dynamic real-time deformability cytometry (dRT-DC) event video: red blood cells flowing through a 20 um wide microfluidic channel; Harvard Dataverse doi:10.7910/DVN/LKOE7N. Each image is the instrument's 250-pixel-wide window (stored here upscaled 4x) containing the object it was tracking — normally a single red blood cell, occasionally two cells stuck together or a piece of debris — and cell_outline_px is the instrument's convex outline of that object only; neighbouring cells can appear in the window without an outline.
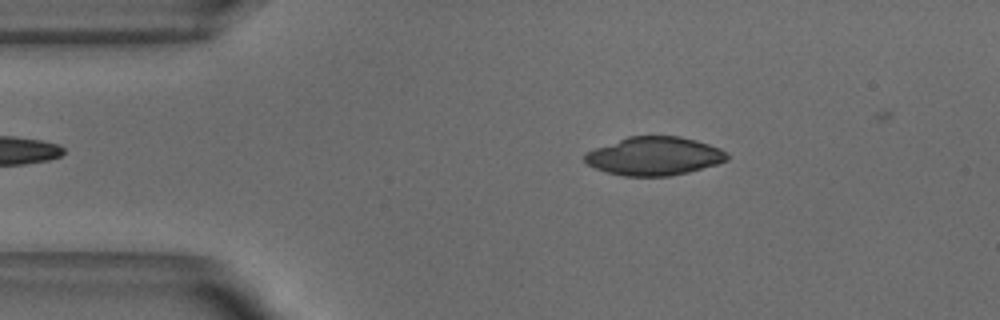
{"species": "common noctule bat (a hibernating species)", "species_latin": "Nyctalus noctula", "temperature_condition": "warm", "stored_images_in_passage": 37, "camera_frame_rate_fps": 3000, "um_per_image_px": 0.085, "animal": {"sex": "male", "body_mass_g": 18.8}, "frame": {"image": 1, "passage_image": 1, "time_ms": 0.0, "image_size_px": [1000, 320], "cell_outline_px": [[728, 160], [716, 164], [688, 172], [668, 176], [624, 176], [608, 172], [596, 168], [588, 164], [584, 160], [584, 152], [628, 136], [680, 136], [696, 140], [720, 148], [728, 152]], "centroid_in_image_um": [55.61, 13.26], "position_along_channel_um": 29.4, "area_um2": 31.79}}
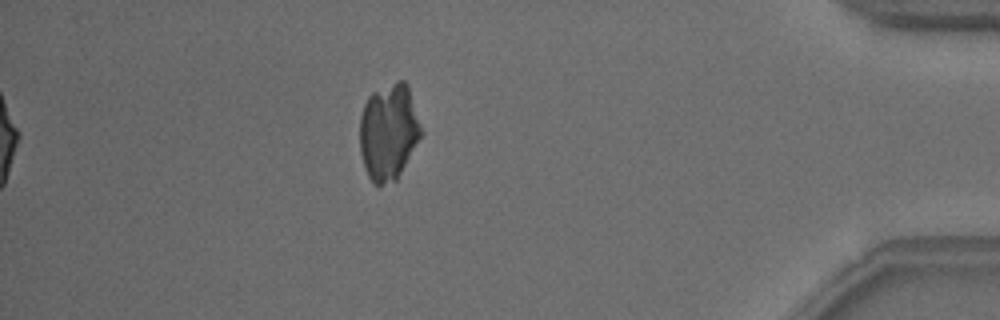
{"frame": {"image": 2, "passage_image": 37, "time_ms": 12.0, "image_size_px": [1000, 320], "cell_outline_px": [[424, 132], [396, 180], [380, 188], [372, 184], [368, 176], [360, 152], [360, 116], [364, 104], [368, 96], [372, 92], [396, 80], [404, 80], [408, 84]], "centroid_in_image_um": [33.04, 11.21], "position_along_channel_um": 402.2, "area_um2": 35.08}}